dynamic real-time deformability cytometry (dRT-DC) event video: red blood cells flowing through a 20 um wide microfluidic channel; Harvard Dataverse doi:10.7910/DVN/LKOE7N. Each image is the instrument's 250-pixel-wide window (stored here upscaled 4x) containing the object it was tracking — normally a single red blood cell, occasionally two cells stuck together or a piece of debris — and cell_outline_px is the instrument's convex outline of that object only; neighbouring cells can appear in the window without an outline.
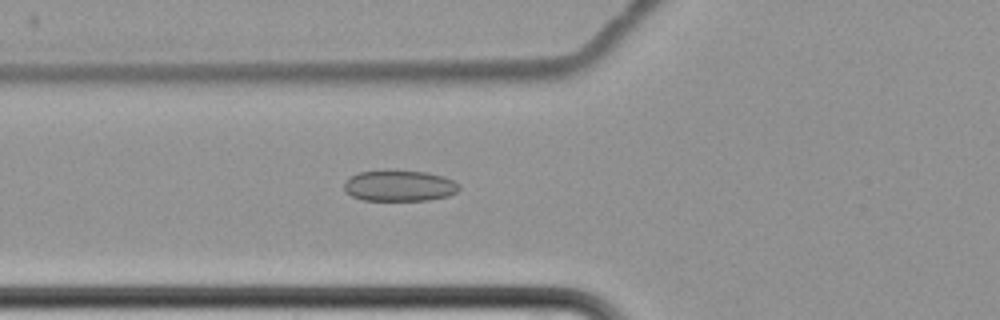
{"species": "common noctule bat (a hibernating species)", "species_latin": "Nyctalus noctula", "temperature_condition": "cold", "stored_images_in_passage": 8, "camera_frame_rate_fps": 3000, "um_per_image_px": 0.085, "animal": {"sex": "female", "body_mass_g": 22.7, "forearm_length_mm": 54.2}, "frame": {"image": 1, "passage_image": 8, "time_ms": 8.333, "image_size_px": [1000, 320], "cell_outline_px": [[460, 188], [456, 192], [448, 196], [428, 200], [364, 200], [352, 196], [344, 188], [344, 184], [352, 176], [360, 172], [428, 172], [444, 176], [460, 184]], "centroid_in_image_um": [34.01, 15.81], "position_along_channel_um": 91.8, "area_um2": 20.17}}